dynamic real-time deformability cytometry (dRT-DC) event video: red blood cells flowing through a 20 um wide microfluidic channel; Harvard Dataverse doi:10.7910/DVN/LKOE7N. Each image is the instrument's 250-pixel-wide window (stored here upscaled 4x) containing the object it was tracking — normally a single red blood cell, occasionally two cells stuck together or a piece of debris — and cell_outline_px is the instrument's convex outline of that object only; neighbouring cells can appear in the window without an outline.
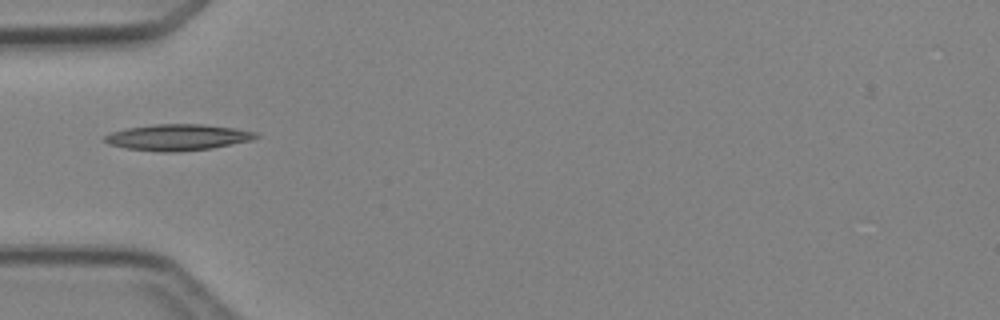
{"species": "Egyptian fruit bat (a non-hibernating species)", "species_latin": "Rousettus aegyptiacus", "temperature_condition": "cold", "stored_images_in_passage": 2, "camera_frame_rate_fps": 3000, "um_per_image_px": 0.085, "animal": {"sex": "female"}, "frame": {"image": 1, "passage_image": 1, "time_ms": 0.0, "image_size_px": [1000, 320], "cell_outline_px": [[260, 136], [252, 140], [212, 148], [176, 152], [160, 152], [124, 148], [108, 144], [104, 140], [104, 136], [112, 132], [128, 128], [156, 124], [204, 124], [232, 128], [256, 132]], "centroid_in_image_um": [15.1, 11.68], "position_along_channel_um": 69.9, "area_um2": 23.0}}
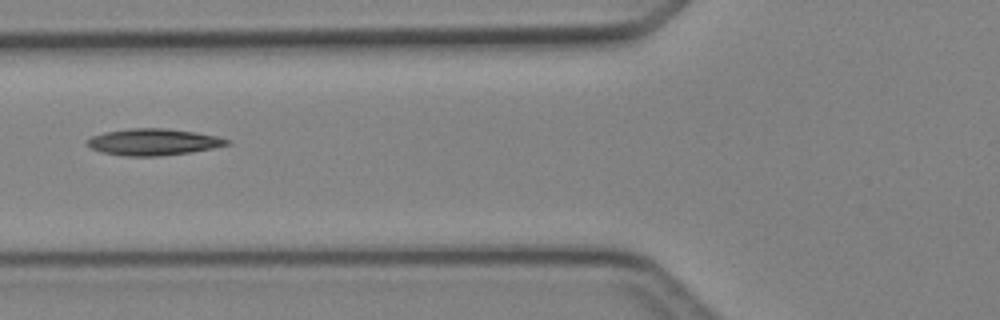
{"frame": {"image": 2, "passage_image": 2, "time_ms": 1.0, "image_size_px": [1000, 320], "cell_outline_px": [[232, 144], [212, 148], [188, 152], [160, 156], [124, 156], [100, 152], [92, 148], [84, 140], [92, 136], [104, 132], [128, 128], [168, 128], [196, 132], [216, 136], [232, 140]], "centroid_in_image_um": [13.03, 12.06], "position_along_channel_um": 112.8, "area_um2": 21.79}}